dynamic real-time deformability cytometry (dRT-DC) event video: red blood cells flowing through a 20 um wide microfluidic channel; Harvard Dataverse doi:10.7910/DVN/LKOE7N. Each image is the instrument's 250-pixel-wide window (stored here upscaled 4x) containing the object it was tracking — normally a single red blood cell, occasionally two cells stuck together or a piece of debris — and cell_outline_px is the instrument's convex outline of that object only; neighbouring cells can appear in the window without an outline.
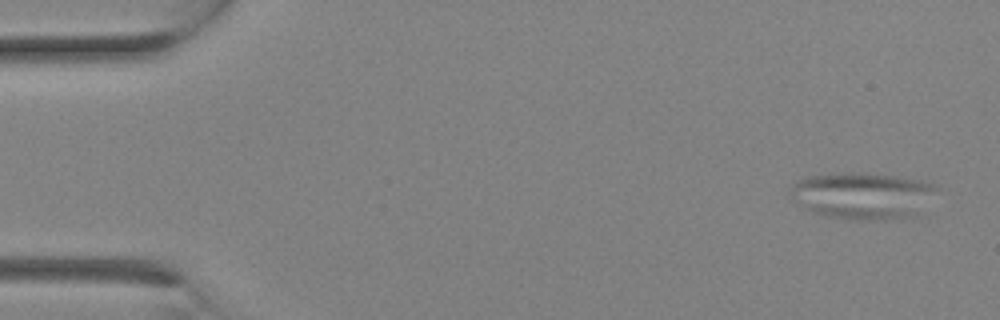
{"species": "Egyptian fruit bat (a non-hibernating species)", "species_latin": "Rousettus aegyptiacus", "temperature_condition": "room temperature", "stored_images_in_passage": 9, "camera_frame_rate_fps": 3000, "um_per_image_px": 0.085, "animal": {"sex": "female"}, "frame": {"image": 1, "passage_image": 1, "time_ms": 0.0, "image_size_px": [1000, 320], "cell_outline_px": [[936, 188], [916, 212], [912, 216], [888, 220], [852, 220], [828, 216], [804, 208], [792, 200], [792, 188], [800, 180], [812, 176], [848, 172], [896, 176], [920, 180], [932, 184]], "centroid_in_image_um": [73.27, 16.64], "position_along_channel_um": 11.7, "area_um2": 38.67}}
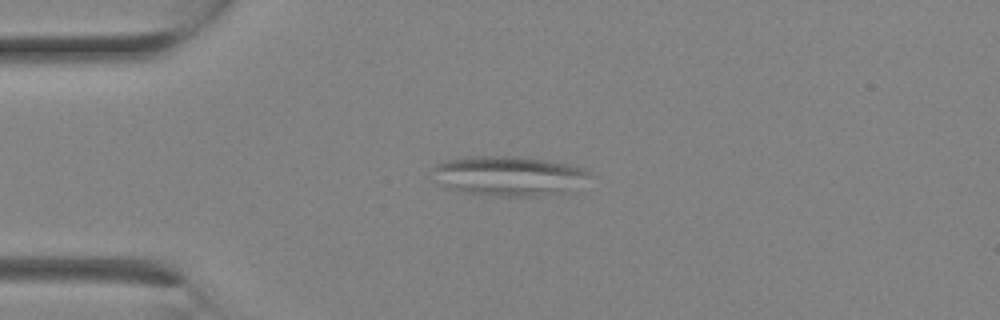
{"frame": {"image": 2, "passage_image": 6, "time_ms": 1.667, "image_size_px": [1000, 320], "cell_outline_px": [[596, 176], [568, 192], [536, 196], [492, 196], [464, 192], [448, 188], [432, 180], [432, 168], [436, 164], [444, 160], [468, 156], [516, 156], [544, 160], [568, 164], [588, 168]], "centroid_in_image_um": [43.28, 14.95], "position_along_channel_um": 41.7, "area_um2": 37.22}}